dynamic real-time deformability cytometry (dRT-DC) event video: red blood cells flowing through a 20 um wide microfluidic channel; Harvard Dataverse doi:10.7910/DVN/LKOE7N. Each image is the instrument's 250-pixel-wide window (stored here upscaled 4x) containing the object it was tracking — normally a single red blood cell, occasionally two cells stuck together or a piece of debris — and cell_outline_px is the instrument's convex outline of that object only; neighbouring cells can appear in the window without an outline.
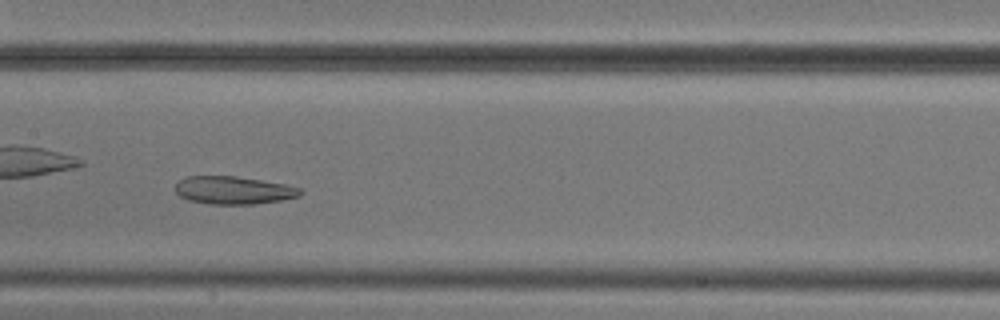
{"species": "common noctule bat (a hibernating species)", "species_latin": "Nyctalus noctula", "temperature_condition": "cold", "stored_images_in_passage": 14, "camera_frame_rate_fps": 3000, "um_per_image_px": 0.085, "animal": {"sex": "male", "body_mass_g": 20.5, "forearm_length_mm": 52.5}, "frame": {"image": 1, "passage_image": 8, "time_ms": 9.0, "image_size_px": [1000, 320], "cell_outline_px": [[304, 192], [300, 196], [280, 200], [252, 204], [212, 204], [188, 200], [180, 196], [176, 192], [176, 184], [180, 180], [188, 176], [236, 176], [284, 184], [300, 188]], "centroid_in_image_um": [19.85, 16.17], "position_along_channel_um": 187.5, "area_um2": 20.11}}
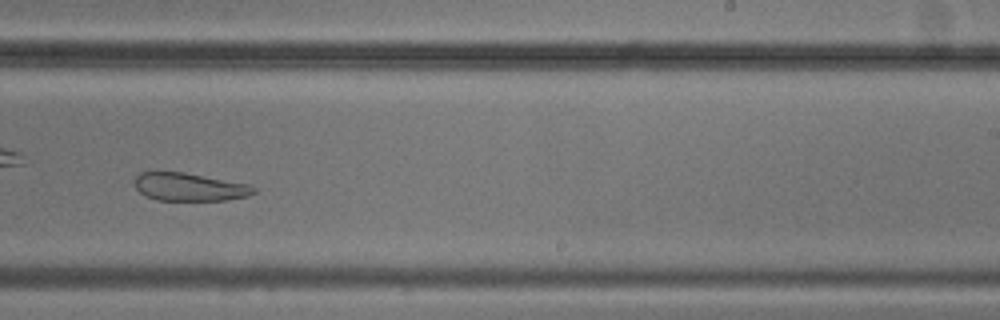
{"frame": {"image": 2, "passage_image": 10, "time_ms": 11.333, "image_size_px": [1000, 320], "cell_outline_px": [[256, 192], [248, 196], [228, 200], [156, 200], [140, 192], [136, 188], [132, 180], [140, 172], [184, 172], [252, 184], [256, 188]], "centroid_in_image_um": [16.13, 15.88], "position_along_channel_um": 272.9, "area_um2": 19.65}, "authors_computed_cell_mechanics": {"area_um2": 28.6399, "velocity_mm_per_s": 3.6854, "shape_relaxation_time_tau1_ms": null, "shape_relaxation_time_tau2_ms": 2.4731, "deformation_change_tau1": null, "deformation_change_tau2": 0.0569}}